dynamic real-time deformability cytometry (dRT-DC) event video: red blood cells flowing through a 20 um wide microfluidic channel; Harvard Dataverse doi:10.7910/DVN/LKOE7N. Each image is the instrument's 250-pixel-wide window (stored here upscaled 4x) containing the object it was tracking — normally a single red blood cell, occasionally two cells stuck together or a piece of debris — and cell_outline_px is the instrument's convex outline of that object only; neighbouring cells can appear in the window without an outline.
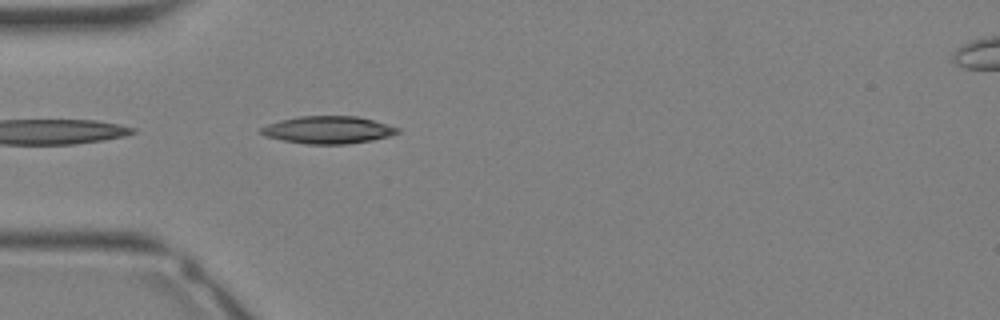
{"species": "Egyptian fruit bat (a non-hibernating species)", "species_latin": "Rousettus aegyptiacus", "temperature_condition": "warm", "stored_images_in_passage": 16, "camera_frame_rate_fps": 3000, "um_per_image_px": 0.085, "animal": {"sex": "female"}, "frame": {"image": 1, "passage_image": 2, "time_ms": 0.333, "image_size_px": [1000, 320], "cell_outline_px": [[400, 132], [388, 136], [372, 140], [348, 144], [308, 144], [284, 140], [264, 136], [256, 132], [260, 128], [268, 124], [280, 120], [300, 116], [356, 116], [388, 124], [400, 128]], "centroid_in_image_um": [27.86, 11.04], "position_along_channel_um": 57.1, "area_um2": 21.85}}
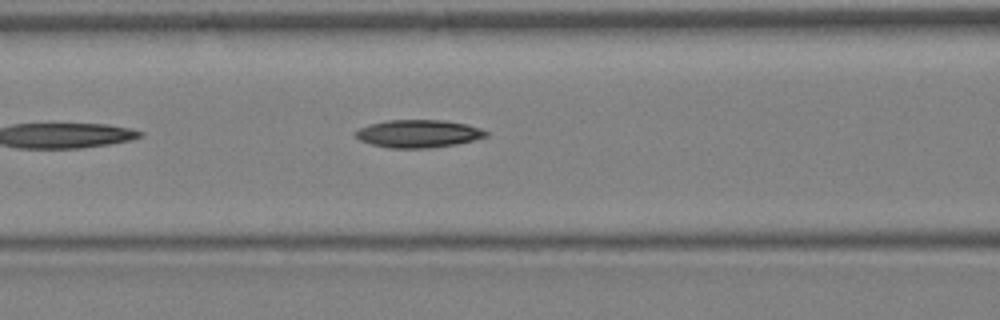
{"frame": {"image": 2, "passage_image": 6, "time_ms": 1.667, "image_size_px": [1000, 320], "cell_outline_px": [[488, 136], [456, 144], [428, 148], [392, 148], [372, 144], [360, 140], [352, 132], [360, 128], [372, 124], [388, 120], [444, 120], [468, 124], [480, 128], [488, 132]], "centroid_in_image_um": [35.58, 11.35], "position_along_channel_um": 131.0, "area_um2": 20.98}}
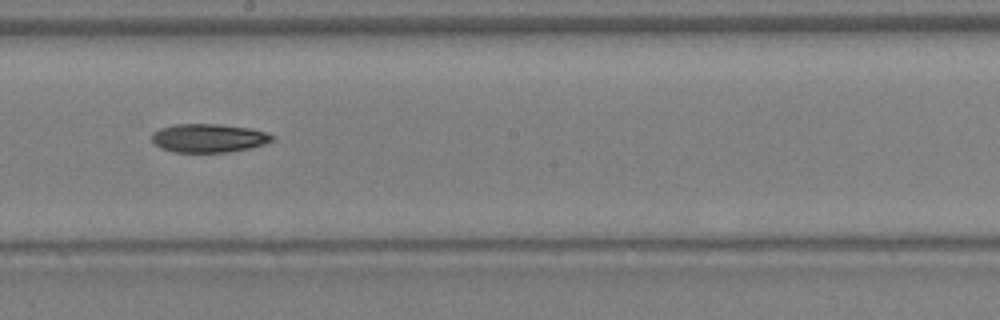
{"frame": {"image": 3, "passage_image": 11, "time_ms": 3.333, "image_size_px": [1000, 320], "cell_outline_px": [[276, 140], [252, 148], [228, 152], [172, 152], [160, 148], [152, 140], [152, 132], [160, 128], [176, 124], [216, 124], [248, 128], [264, 132], [276, 136]], "centroid_in_image_um": [17.75, 11.74], "position_along_channel_um": 230.5, "area_um2": 20.11}}